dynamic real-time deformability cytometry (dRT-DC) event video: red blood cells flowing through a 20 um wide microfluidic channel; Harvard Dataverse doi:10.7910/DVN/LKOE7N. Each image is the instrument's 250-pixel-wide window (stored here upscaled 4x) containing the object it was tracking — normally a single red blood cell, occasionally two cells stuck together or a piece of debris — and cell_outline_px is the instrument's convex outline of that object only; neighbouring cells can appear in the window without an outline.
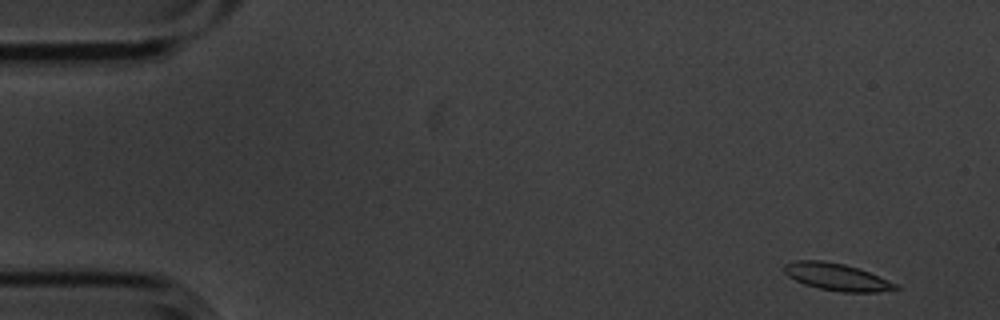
{"species": "common noctule bat (a hibernating species)", "species_latin": "Nyctalus noctula", "temperature_condition": "cold", "stored_images_in_passage": 5, "camera_frame_rate_fps": 3000, "um_per_image_px": 0.085, "animal": {"sex": "male", "body_mass_g": 20.1, "forearm_length_mm": 53.5}, "frame": {"image": 1, "passage_image": 1, "time_ms": 0.0, "image_size_px": [1000, 320], "cell_outline_px": [[900, 288], [876, 292], [844, 292], [820, 288], [804, 284], [788, 276], [784, 272], [784, 264], [796, 260], [820, 260], [844, 264], [868, 272], [896, 284]], "centroid_in_image_um": [71.07, 23.53], "position_along_channel_um": 13.9, "area_um2": 17.22}}
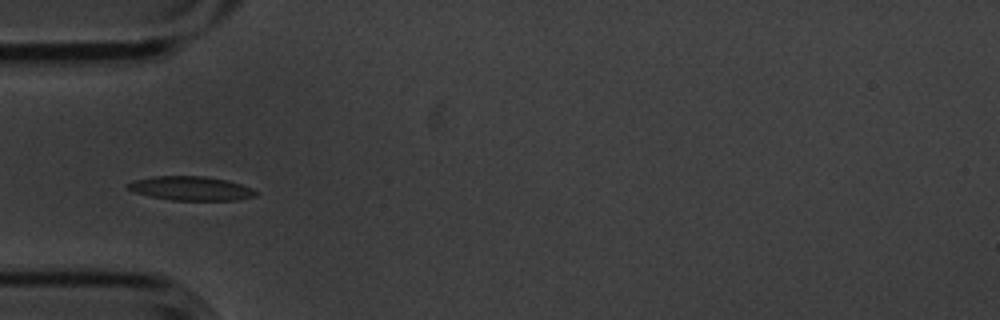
{"frame": {"image": 2, "passage_image": 5, "time_ms": 1.333, "image_size_px": [1000, 320], "cell_outline_px": [[260, 192], [256, 196], [240, 200], [172, 200], [148, 196], [132, 192], [124, 184], [136, 180], [152, 176], [204, 176], [228, 180], [240, 184]], "centroid_in_image_um": [16.22, 16.02], "position_along_channel_um": 68.8, "area_um2": 18.09}}